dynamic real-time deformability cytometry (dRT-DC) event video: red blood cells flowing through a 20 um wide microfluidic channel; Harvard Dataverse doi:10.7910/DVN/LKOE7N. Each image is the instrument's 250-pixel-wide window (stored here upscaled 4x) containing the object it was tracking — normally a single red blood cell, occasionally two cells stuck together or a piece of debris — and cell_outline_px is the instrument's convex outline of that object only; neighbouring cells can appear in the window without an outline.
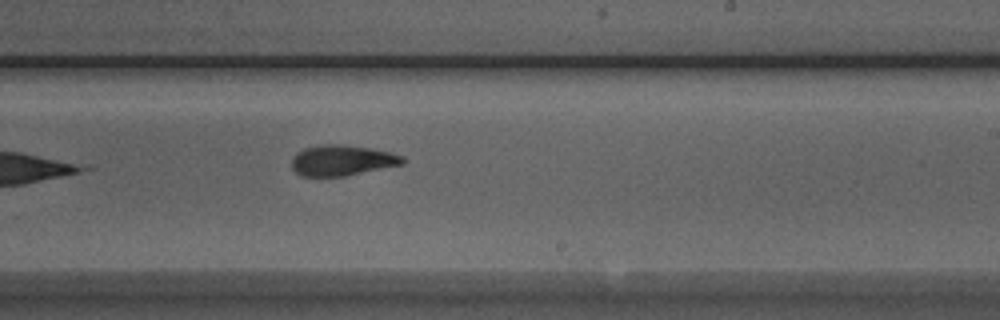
{"species": "Egyptian fruit bat (a non-hibernating species)", "species_latin": "Rousettus aegyptiacus", "temperature_condition": "room temperature", "stored_images_in_passage": 9, "camera_frame_rate_fps": 3000, "um_per_image_px": 0.085, "animal": {"sex": "male"}, "frame": {"image": 1, "passage_image": 9, "time_ms": 2.667, "image_size_px": [1000, 320], "cell_outline_px": [[404, 164], [344, 176], [300, 176], [292, 168], [292, 156], [296, 152], [304, 148], [320, 144], [340, 144], [368, 148], [388, 152], [404, 156]], "centroid_in_image_um": [29.03, 13.63], "position_along_channel_um": 260.0, "area_um2": 19.77}}